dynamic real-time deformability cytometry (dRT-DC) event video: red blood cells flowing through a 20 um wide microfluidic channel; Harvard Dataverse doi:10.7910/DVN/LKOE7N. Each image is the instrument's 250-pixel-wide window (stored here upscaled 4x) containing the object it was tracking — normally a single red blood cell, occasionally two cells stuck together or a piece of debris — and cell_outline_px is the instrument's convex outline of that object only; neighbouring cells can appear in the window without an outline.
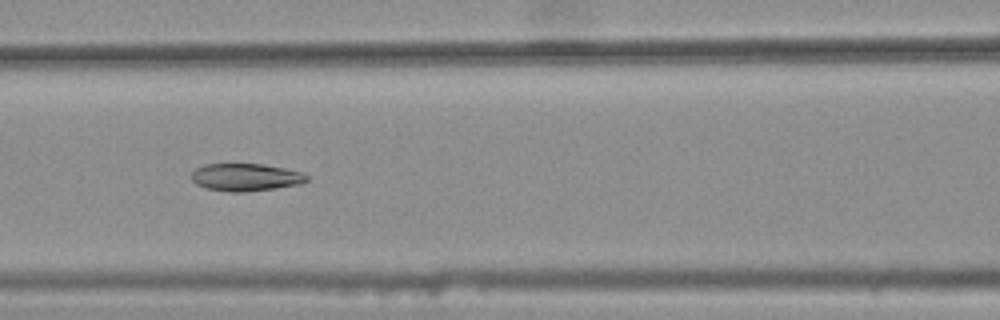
{"species": "common noctule bat (a hibernating species)", "species_latin": "Nyctalus noctula", "temperature_condition": "warm", "stored_images_in_passage": 7, "camera_frame_rate_fps": 3000, "um_per_image_px": 0.085, "animal": {"sex": "female", "body_mass_g": 25.1}, "frame": {"image": 1, "passage_image": 6, "time_ms": 1.667, "image_size_px": [1000, 320], "cell_outline_px": [[308, 180], [300, 184], [244, 192], [228, 192], [204, 188], [196, 184], [192, 180], [192, 172], [196, 168], [204, 164], [264, 164], [304, 172], [308, 176]], "centroid_in_image_um": [20.87, 15.06], "position_along_channel_um": 145.7, "area_um2": 18.55}}
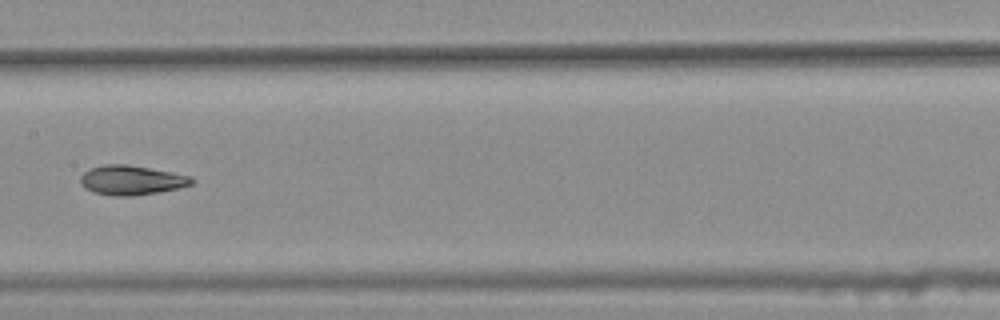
{"frame": {"image": 2, "passage_image": 7, "time_ms": 2.0, "image_size_px": [1000, 320], "cell_outline_px": [[196, 180], [192, 184], [180, 188], [132, 196], [116, 196], [96, 192], [84, 188], [80, 180], [80, 176], [84, 172], [92, 168], [104, 164], [124, 164], [172, 172], [192, 176]], "centroid_in_image_um": [11.21, 15.31], "position_along_channel_um": 196.2, "area_um2": 18.96}}